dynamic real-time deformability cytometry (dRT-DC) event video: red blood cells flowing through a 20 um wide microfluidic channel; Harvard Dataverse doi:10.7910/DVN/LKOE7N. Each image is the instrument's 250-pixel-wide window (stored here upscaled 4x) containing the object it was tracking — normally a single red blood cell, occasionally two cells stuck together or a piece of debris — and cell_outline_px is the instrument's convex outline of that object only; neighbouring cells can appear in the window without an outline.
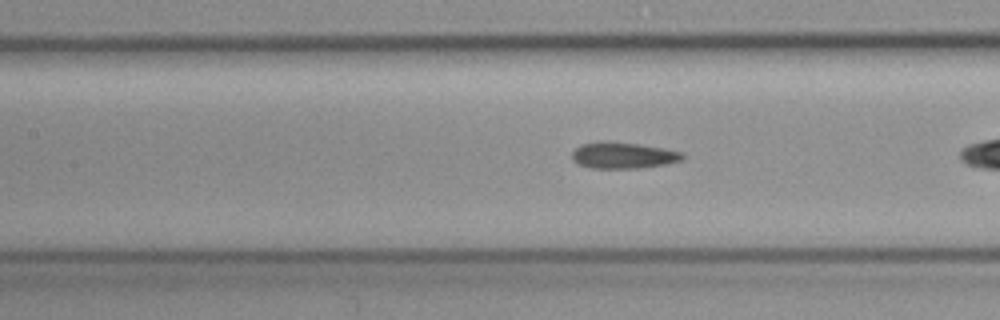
{"species": "common noctule bat (a hibernating species)", "species_latin": "Nyctalus noctula", "temperature_condition": "cold", "stored_images_in_passage": 27, "camera_frame_rate_fps": 3000, "um_per_image_px": 0.085, "animal": {"sex": "female", "body_mass_g": 19.3, "forearm_length_mm": 54.1}, "frame": {"image": 1, "passage_image": 9, "time_ms": 2.667, "image_size_px": [1000, 320], "cell_outline_px": [[684, 160], [668, 164], [640, 168], [592, 168], [576, 164], [572, 160], [572, 152], [580, 144], [600, 140], [608, 140], [640, 144], [664, 148], [684, 152]], "centroid_in_image_um": [52.97, 13.19], "position_along_channel_um": 154.4, "area_um2": 17.46}}
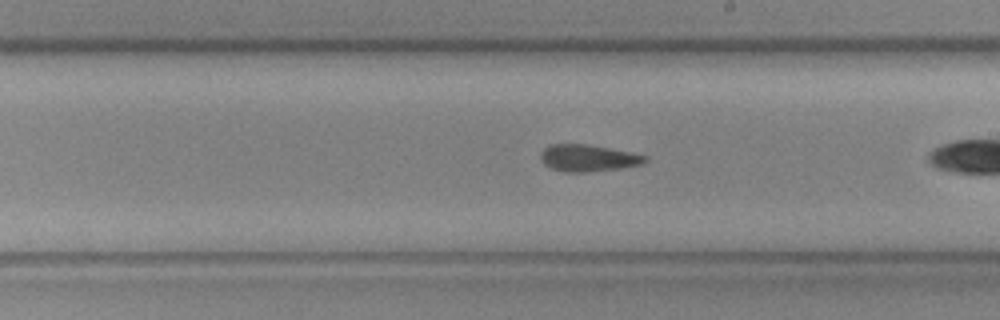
{"frame": {"image": 2, "passage_image": 16, "time_ms": 5.0, "image_size_px": [1000, 320], "cell_outline_px": [[648, 160], [640, 164], [624, 168], [588, 172], [564, 172], [552, 168], [544, 164], [540, 160], [540, 152], [548, 144], [588, 144], [632, 152], [648, 156]], "centroid_in_image_um": [49.98, 13.43], "position_along_channel_um": 239.0, "area_um2": 16.59}}
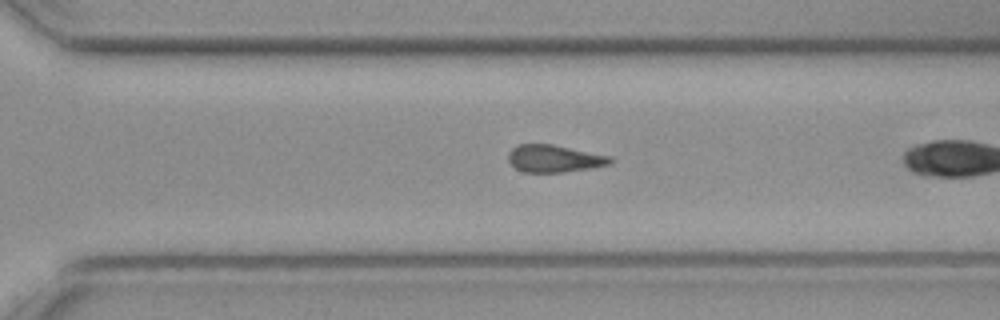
{"frame": {"image": 3, "passage_image": 23, "time_ms": 7.333, "image_size_px": [1000, 320], "cell_outline_px": [[612, 160], [608, 164], [588, 168], [564, 172], [524, 172], [516, 168], [508, 160], [508, 152], [516, 144], [552, 144], [612, 156]], "centroid_in_image_um": [47.07, 13.46], "position_along_channel_um": 323.5, "area_um2": 16.13}}